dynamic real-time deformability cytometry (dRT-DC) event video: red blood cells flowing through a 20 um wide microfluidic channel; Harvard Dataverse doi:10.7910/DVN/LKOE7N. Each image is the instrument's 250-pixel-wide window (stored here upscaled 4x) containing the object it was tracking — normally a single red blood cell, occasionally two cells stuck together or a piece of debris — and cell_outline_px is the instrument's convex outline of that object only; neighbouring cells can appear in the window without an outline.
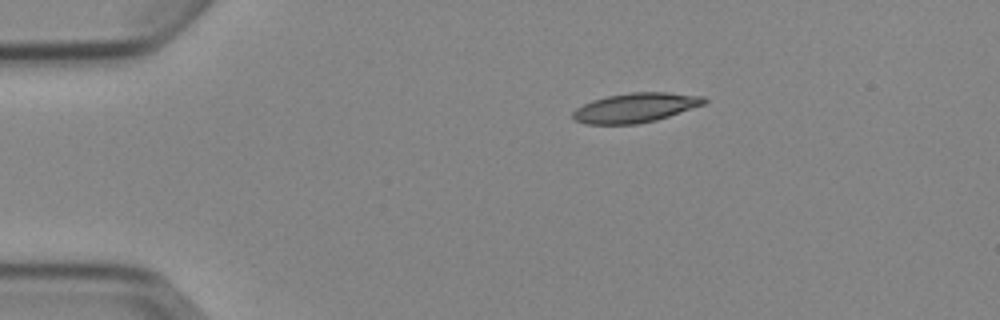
{"species": "Egyptian fruit bat (a non-hibernating species)", "species_latin": "Rousettus aegyptiacus", "temperature_condition": "cold", "stored_images_in_passage": 2, "camera_frame_rate_fps": 3000, "um_per_image_px": 0.085, "animal": {"sex": "female"}, "frame": {"image": 1, "passage_image": 1, "time_ms": 0.0, "image_size_px": [1000, 320], "cell_outline_px": [[708, 100], [704, 104], [656, 120], [636, 124], [584, 124], [572, 120], [572, 112], [576, 108], [592, 100], [608, 96], [628, 92], [668, 92], [704, 96]], "centroid_in_image_um": [53.98, 9.15], "position_along_channel_um": 31.0, "area_um2": 22.6}}